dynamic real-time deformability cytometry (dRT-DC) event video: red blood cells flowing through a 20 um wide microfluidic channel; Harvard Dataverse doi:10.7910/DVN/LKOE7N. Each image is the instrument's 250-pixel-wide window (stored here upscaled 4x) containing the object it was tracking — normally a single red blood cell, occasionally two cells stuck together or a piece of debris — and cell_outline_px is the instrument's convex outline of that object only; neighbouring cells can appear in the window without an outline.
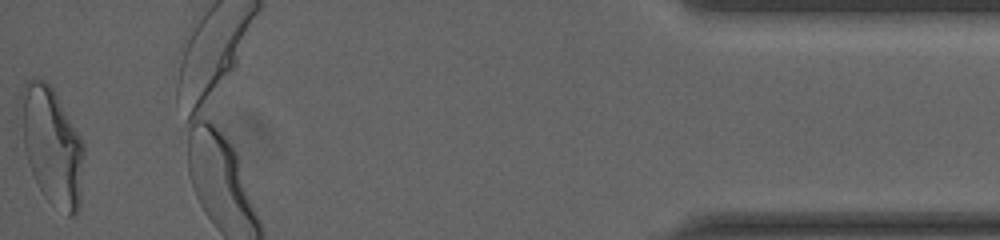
{"species": "human", "species_latin": "Homo sapiens", "temperature_condition": "cold", "stored_images_in_passage": 36, "camera_frame_rate_fps": 3000, "um_per_image_px": 0.085, "donor": {"sex": "male"}, "frame": {"image": 1, "passage_image": 36, "time_ms": 11.667, "image_size_px": [1000, 240], "cell_outline_px": [[84, 152], [80, 208], [76, 216], [68, 216], [48, 200], [44, 196], [28, 164], [24, 148], [20, 92], [24, 84], [28, 80], [36, 76], [52, 84], [80, 136], [84, 144]], "centroid_in_image_um": [4.44, 12.38], "position_along_channel_um": 430.8, "area_um2": 43.41}, "authors_computed_cell_mechanics": {"area_um2": 37.8301, "velocity_mm_per_s": 3.6271, "shape_relaxation_time_tau1_ms": 8.8561, "shape_relaxation_time_tau2_ms": 1.2821, "deformation_change_tau1": 0.2497, "deformation_change_tau2": 0.0797}}